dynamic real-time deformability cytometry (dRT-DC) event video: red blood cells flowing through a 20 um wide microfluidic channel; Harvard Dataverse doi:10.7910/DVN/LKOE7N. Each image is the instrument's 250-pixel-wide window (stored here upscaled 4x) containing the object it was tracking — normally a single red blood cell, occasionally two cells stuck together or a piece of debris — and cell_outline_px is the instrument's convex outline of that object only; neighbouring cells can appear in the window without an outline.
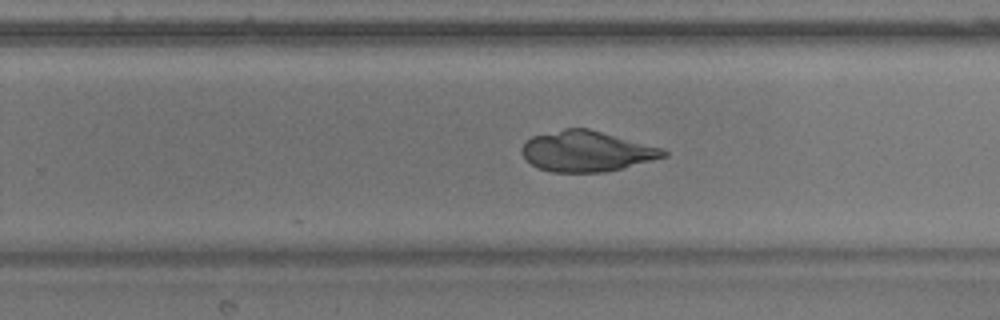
{"species": "common noctule bat (a hibernating species)", "species_latin": "Nyctalus noctula", "temperature_condition": "warm", "stored_images_in_passage": 32, "camera_frame_rate_fps": 3000, "um_per_image_px": 0.085, "animal": {"sex": "male", "body_mass_g": 17.9}, "frame": {"image": 1, "passage_image": 18, "time_ms": 5.667, "image_size_px": [1000, 320], "cell_outline_px": [[668, 156], [604, 172], [552, 172], [540, 168], [524, 160], [520, 152], [520, 148], [524, 140], [532, 136], [564, 128], [588, 128], [664, 148], [668, 152]], "centroid_in_image_um": [49.82, 12.84], "position_along_channel_um": 280.0, "area_um2": 33.7}}